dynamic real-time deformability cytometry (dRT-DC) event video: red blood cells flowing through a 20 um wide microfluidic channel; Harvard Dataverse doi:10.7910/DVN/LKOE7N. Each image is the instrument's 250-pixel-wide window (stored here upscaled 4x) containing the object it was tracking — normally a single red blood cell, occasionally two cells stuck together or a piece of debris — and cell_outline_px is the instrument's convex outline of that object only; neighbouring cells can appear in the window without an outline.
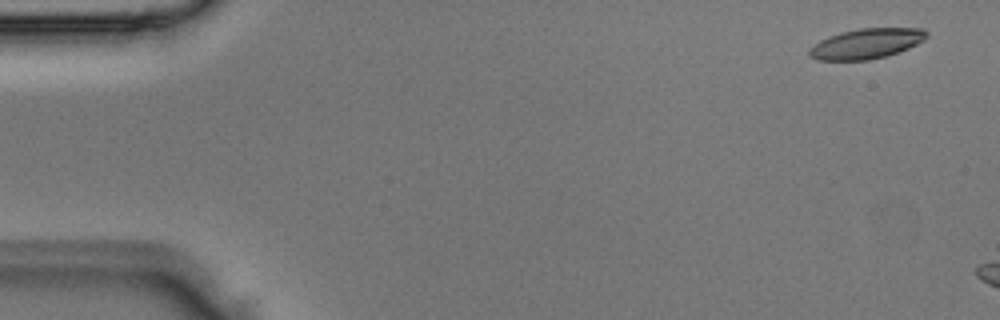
{"species": "Egyptian fruit bat (a non-hibernating species)", "species_latin": "Rousettus aegyptiacus", "temperature_condition": "room temperature", "stored_images_in_passage": 3, "camera_frame_rate_fps": 3000, "um_per_image_px": 0.085, "animal": {"sex": "male"}, "frame": {"image": 1, "passage_image": 1, "time_ms": 0.0, "image_size_px": [1000, 320], "cell_outline_px": [[928, 36], [924, 40], [908, 48], [888, 56], [868, 60], [816, 60], [808, 56], [808, 48], [820, 40], [828, 36], [840, 32], [860, 28], [924, 28], [928, 32]], "centroid_in_image_um": [73.62, 3.71], "position_along_channel_um": 11.4, "area_um2": 20.87}}